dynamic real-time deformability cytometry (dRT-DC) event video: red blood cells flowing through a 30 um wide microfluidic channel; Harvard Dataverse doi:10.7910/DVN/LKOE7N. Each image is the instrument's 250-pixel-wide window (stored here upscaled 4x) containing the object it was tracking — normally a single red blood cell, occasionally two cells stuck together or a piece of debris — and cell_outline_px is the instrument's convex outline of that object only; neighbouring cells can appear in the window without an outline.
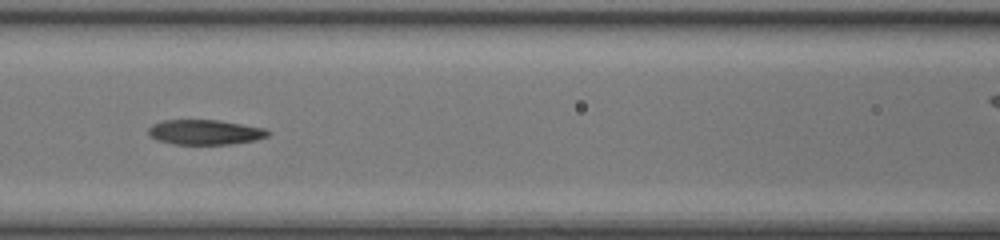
{"species": "common noctule bat (a hibernating species)", "species_latin": "Nyctalus noctula", "temperature_condition": "room temperature", "stored_images_in_passage": 29, "camera_frame_rate_fps": 3000, "um_per_image_px": 0.085, "animal": {"sex": "female", "body_mass_g": 17.0, "forearm_length_mm": 48.0}, "frame": {"image": 1, "passage_image": 7, "time_ms": 2.0, "image_size_px": [1000, 240], "cell_outline_px": [[272, 132], [268, 136], [256, 140], [232, 144], [172, 144], [156, 140], [148, 132], [148, 128], [152, 124], [164, 120], [216, 120], [264, 128]], "centroid_in_image_um": [17.43, 11.24], "position_along_channel_um": 149.2, "area_um2": 17.34}}
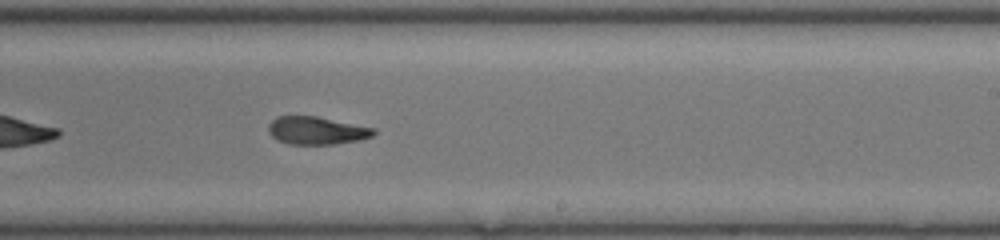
{"frame": {"image": 2, "passage_image": 15, "time_ms": 4.667, "image_size_px": [1000, 240], "cell_outline_px": [[376, 132], [372, 136], [360, 140], [336, 144], [288, 144], [276, 140], [268, 132], [268, 124], [276, 116], [316, 116], [376, 128]], "centroid_in_image_um": [26.9, 11.1], "position_along_channel_um": 262.1, "area_um2": 17.22}}
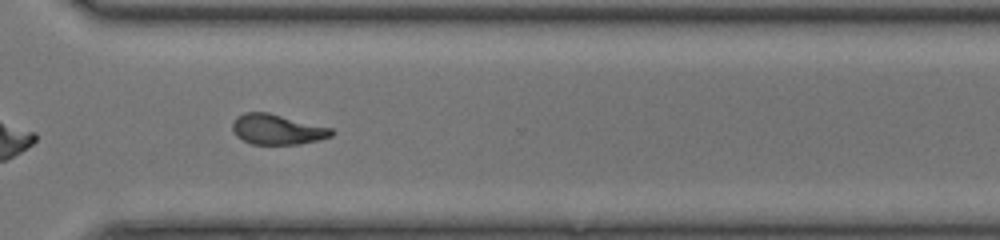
{"frame": {"image": 3, "passage_image": 21, "time_ms": 6.667, "image_size_px": [1000, 240], "cell_outline_px": [[336, 132], [332, 136], [320, 140], [300, 144], [252, 144], [236, 136], [232, 128], [232, 124], [236, 116], [244, 112], [268, 112], [332, 128]], "centroid_in_image_um": [23.58, 11.0], "position_along_channel_um": 347.0, "area_um2": 17.57}, "authors_computed_cell_mechanics": {"area_um2": 17.8024, "velocity_mm_per_s": 4.2429, "shape_relaxation_time_tau1_ms": null, "shape_relaxation_time_tau2_ms": 2.9734, "deformation_change_tau1": null, "deformation_change_tau2": 0.1094}}